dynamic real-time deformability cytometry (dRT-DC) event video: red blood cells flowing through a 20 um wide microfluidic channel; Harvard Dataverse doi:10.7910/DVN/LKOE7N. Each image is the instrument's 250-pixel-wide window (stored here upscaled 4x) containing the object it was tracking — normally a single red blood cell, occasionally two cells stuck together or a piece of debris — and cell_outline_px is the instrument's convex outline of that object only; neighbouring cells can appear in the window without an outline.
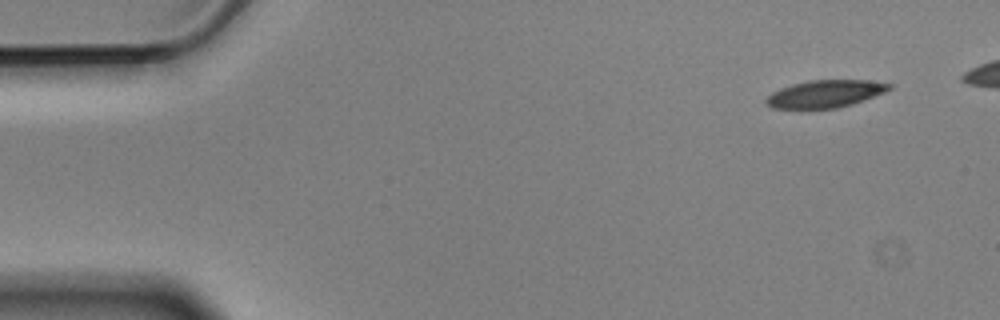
{"species": "Egyptian fruit bat (a non-hibernating species)", "species_latin": "Rousettus aegyptiacus", "temperature_condition": "cold", "stored_images_in_passage": 10, "camera_frame_rate_fps": 3000, "um_per_image_px": 0.085, "animal": {"sex": "male"}, "frame": {"image": 1, "passage_image": 1, "time_ms": 0.0, "image_size_px": [1000, 320], "cell_outline_px": [[892, 88], [884, 92], [852, 104], [836, 108], [772, 108], [764, 104], [764, 100], [772, 92], [780, 88], [792, 84], [808, 80], [868, 80], [892, 84]], "centroid_in_image_um": [70.1, 7.97], "position_along_channel_um": 14.9, "area_um2": 19.59}}
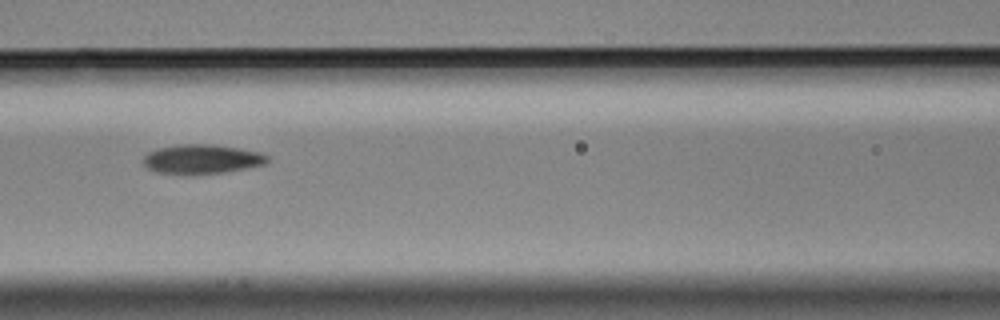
{"frame": {"image": 2, "passage_image": 6, "time_ms": 1.667, "image_size_px": [1000, 320], "cell_outline_px": [[268, 160], [264, 164], [224, 172], [188, 176], [156, 172], [148, 168], [144, 164], [144, 156], [148, 152], [156, 148], [180, 144], [212, 144], [240, 148], [260, 152], [268, 156]], "centroid_in_image_um": [17.11, 13.53], "position_along_channel_um": 149.5, "area_um2": 21.5}}
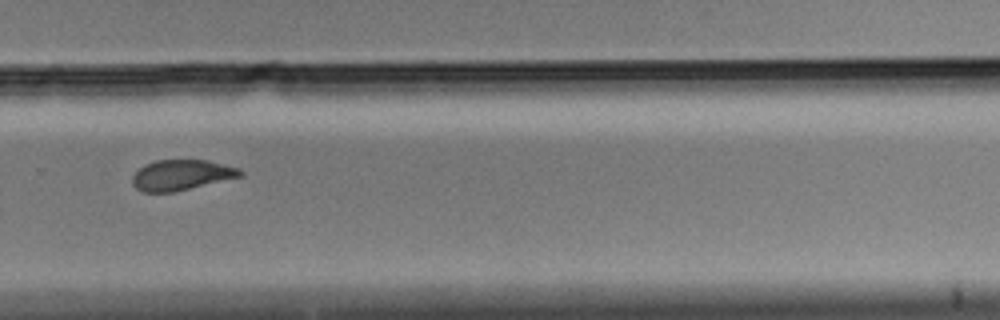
{"frame": {"image": 3, "passage_image": 10, "time_ms": 3.0, "image_size_px": [1000, 320], "cell_outline_px": [[244, 176], [172, 192], [144, 192], [136, 188], [132, 184], [132, 176], [144, 164], [156, 160], [208, 160], [240, 168], [244, 172]], "centroid_in_image_um": [15.45, 14.87], "position_along_channel_um": 314.4, "area_um2": 19.19}}